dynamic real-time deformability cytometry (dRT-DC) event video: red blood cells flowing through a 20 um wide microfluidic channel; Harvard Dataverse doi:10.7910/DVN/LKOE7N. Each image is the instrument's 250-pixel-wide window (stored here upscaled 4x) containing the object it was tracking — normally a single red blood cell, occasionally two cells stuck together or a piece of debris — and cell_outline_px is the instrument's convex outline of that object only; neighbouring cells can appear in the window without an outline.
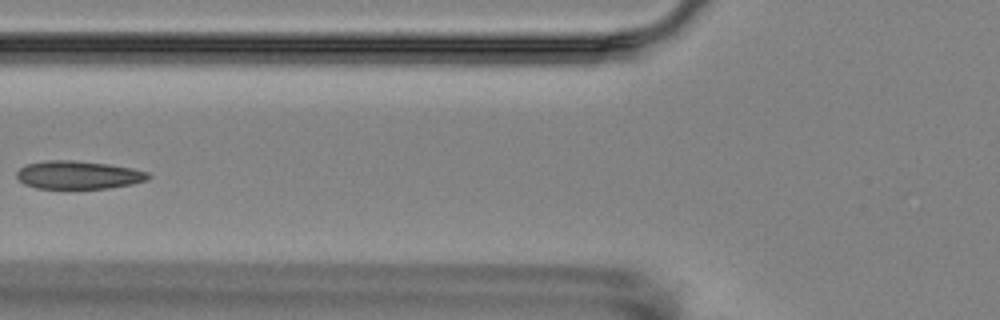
{"species": "Egyptian fruit bat (a non-hibernating species)", "species_latin": "Rousettus aegyptiacus", "temperature_condition": "room temperature", "stored_images_in_passage": 10, "camera_frame_rate_fps": 3000, "um_per_image_px": 0.085, "animal": {"sex": "female"}, "frame": {"image": 1, "passage_image": 6, "time_ms": 6.0, "image_size_px": [1000, 320], "cell_outline_px": [[152, 176], [148, 180], [132, 184], [108, 188], [36, 188], [24, 184], [16, 176], [16, 172], [24, 164], [48, 160], [72, 160], [108, 164], [132, 168], [148, 172]], "centroid_in_image_um": [6.66, 14.86], "position_along_channel_um": 119.1, "area_um2": 21.62}}
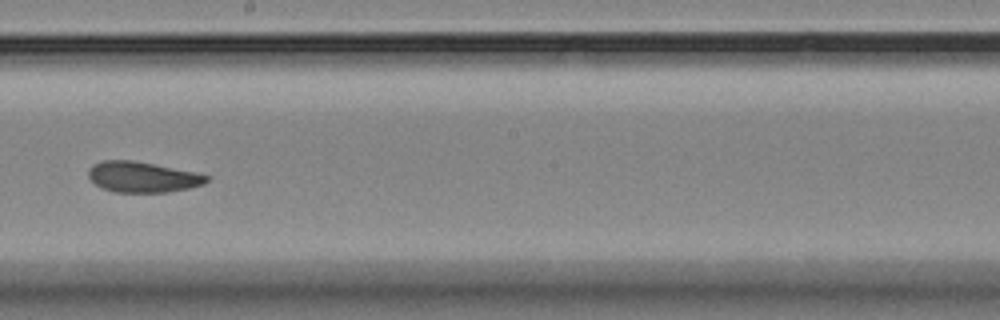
{"frame": {"image": 2, "passage_image": 9, "time_ms": 9.333, "image_size_px": [1000, 320], "cell_outline_px": [[208, 180], [204, 184], [188, 188], [168, 192], [116, 192], [100, 188], [88, 176], [88, 168], [92, 164], [104, 160], [132, 160], [196, 172], [208, 176]], "centroid_in_image_um": [12.08, 15.04], "position_along_channel_um": 236.1, "area_um2": 21.04}}
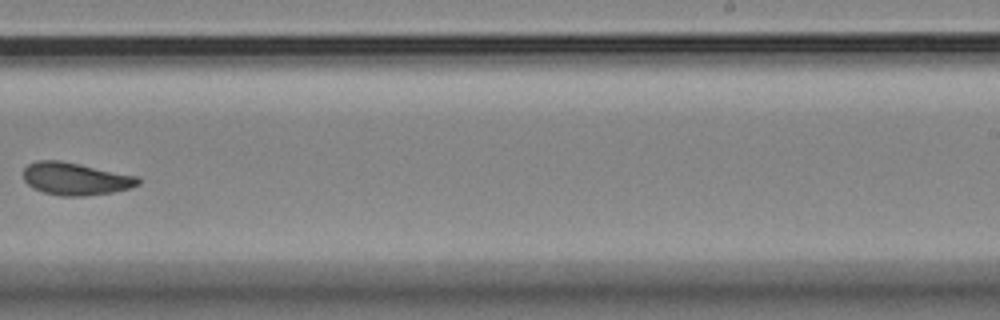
{"frame": {"image": 3, "passage_image": 10, "time_ms": 10.667, "image_size_px": [1000, 320], "cell_outline_px": [[140, 184], [128, 188], [112, 192], [84, 196], [60, 196], [44, 192], [32, 188], [24, 180], [24, 168], [28, 164], [36, 160], [60, 160], [140, 176]], "centroid_in_image_um": [6.42, 15.19], "position_along_channel_um": 282.6, "area_um2": 21.85}}